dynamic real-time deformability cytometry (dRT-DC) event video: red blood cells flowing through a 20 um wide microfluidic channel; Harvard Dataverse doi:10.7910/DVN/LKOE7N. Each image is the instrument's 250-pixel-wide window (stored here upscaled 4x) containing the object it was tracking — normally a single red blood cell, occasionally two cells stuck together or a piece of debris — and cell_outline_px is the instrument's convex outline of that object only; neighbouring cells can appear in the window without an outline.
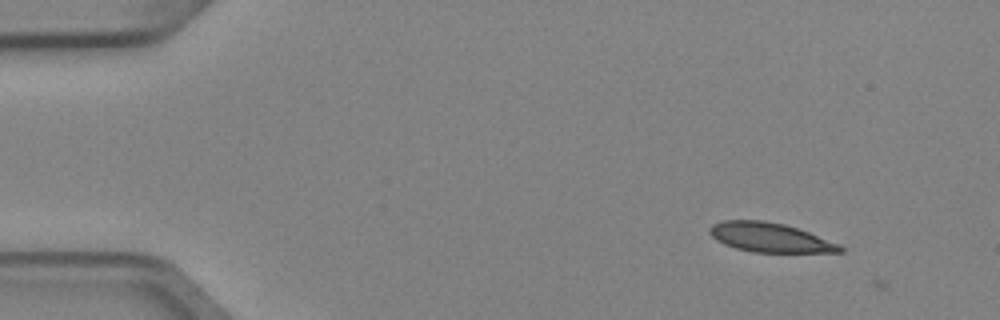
{"species": "Egyptian fruit bat (a non-hibernating species)", "species_latin": "Rousettus aegyptiacus", "temperature_condition": "cold", "stored_images_in_passage": 3, "camera_frame_rate_fps": 3000, "um_per_image_px": 0.085, "animal": {"sex": "female"}, "frame": {"image": 1, "passage_image": 2, "time_ms": 0.333, "image_size_px": [1000, 320], "cell_outline_px": [[844, 252], [752, 252], [736, 248], [724, 244], [716, 240], [708, 232], [708, 228], [712, 224], [724, 220], [764, 220], [784, 224], [808, 232], [840, 244], [844, 248]], "centroid_in_image_um": [65.42, 20.18], "position_along_channel_um": 19.6, "area_um2": 22.25}}